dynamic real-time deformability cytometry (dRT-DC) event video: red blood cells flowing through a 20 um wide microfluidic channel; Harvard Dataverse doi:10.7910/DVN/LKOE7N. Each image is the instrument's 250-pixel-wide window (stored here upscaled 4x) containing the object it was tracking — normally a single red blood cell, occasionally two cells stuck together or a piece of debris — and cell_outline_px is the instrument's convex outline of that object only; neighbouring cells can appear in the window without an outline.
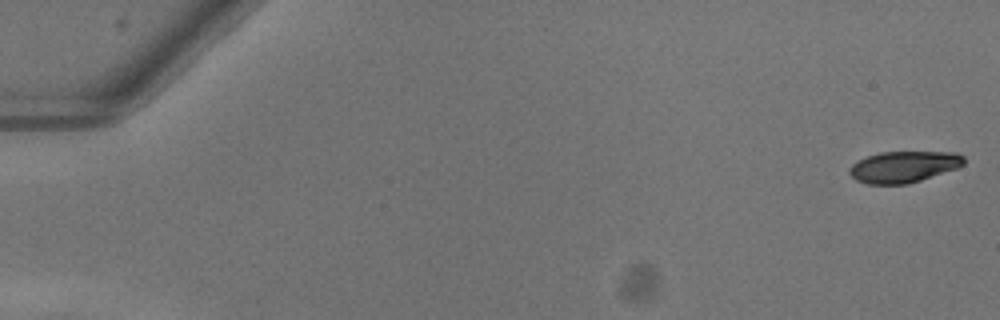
{"species": "common noctule bat (a hibernating species)", "species_latin": "Nyctalus noctula", "temperature_condition": "warm", "stored_images_in_passage": 52, "camera_frame_rate_fps": 3000, "um_per_image_px": 0.085, "animal": {"sex": "female"}, "frame": {"image": 1, "passage_image": 1, "time_ms": 0.0, "image_size_px": [1000, 320], "cell_outline_px": [[964, 164], [956, 168], [908, 184], [868, 184], [856, 180], [848, 172], [848, 168], [852, 164], [868, 156], [880, 152], [956, 152], [964, 156]], "centroid_in_image_um": [76.8, 14.17], "position_along_channel_um": 8.2, "area_um2": 20.75}}
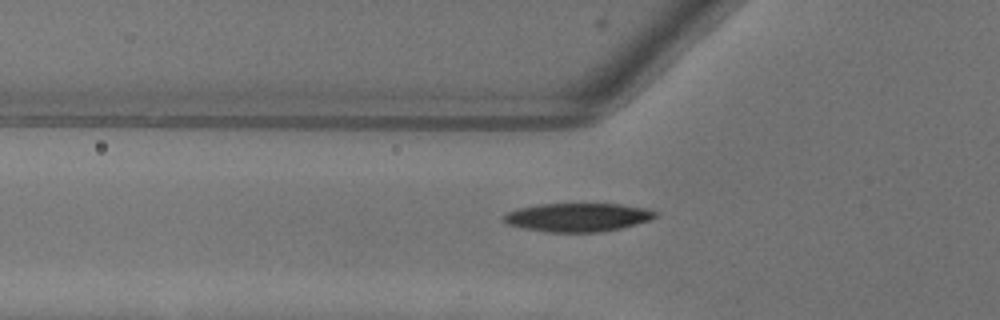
{"frame": {"image": 2, "passage_image": 19, "time_ms": 6.0, "image_size_px": [1000, 320], "cell_outline_px": [[656, 216], [648, 220], [636, 224], [620, 228], [596, 232], [548, 232], [524, 228], [508, 224], [500, 216], [504, 212], [516, 208], [540, 204], [620, 204], [648, 208], [656, 212]], "centroid_in_image_um": [49.04, 18.46], "position_along_channel_um": 76.8, "area_um2": 25.2}}
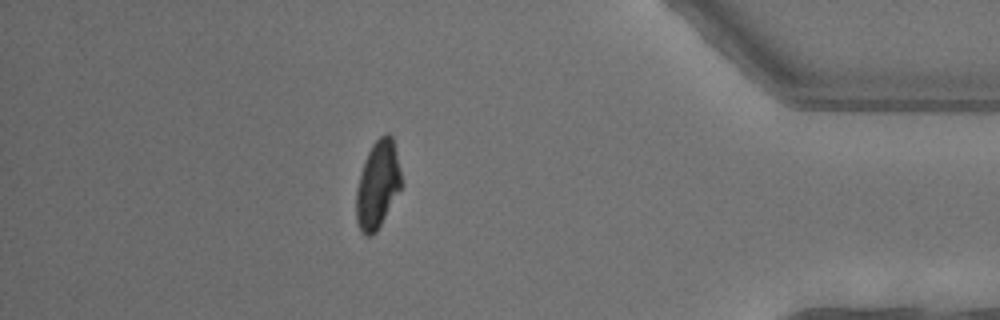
{"frame": {"image": 3, "passage_image": 46, "time_ms": 15.0, "image_size_px": [1000, 320], "cell_outline_px": [[404, 184], [376, 232], [372, 236], [364, 236], [360, 232], [356, 220], [356, 188], [360, 172], [364, 160], [372, 144], [384, 132], [388, 132], [392, 136]], "centroid_in_image_um": [32.1, 15.7], "position_along_channel_um": 403.1, "area_um2": 23.47}, "authors_computed_cell_mechanics": {"area_um2": 23.7558, "velocity_mm_per_s": 4.0517, "shape_relaxation_time_tau1_ms": 3.7457, "shape_relaxation_time_tau2_ms": null, "deformation_change_tau1": 0.1755, "deformation_change_tau2": null}}